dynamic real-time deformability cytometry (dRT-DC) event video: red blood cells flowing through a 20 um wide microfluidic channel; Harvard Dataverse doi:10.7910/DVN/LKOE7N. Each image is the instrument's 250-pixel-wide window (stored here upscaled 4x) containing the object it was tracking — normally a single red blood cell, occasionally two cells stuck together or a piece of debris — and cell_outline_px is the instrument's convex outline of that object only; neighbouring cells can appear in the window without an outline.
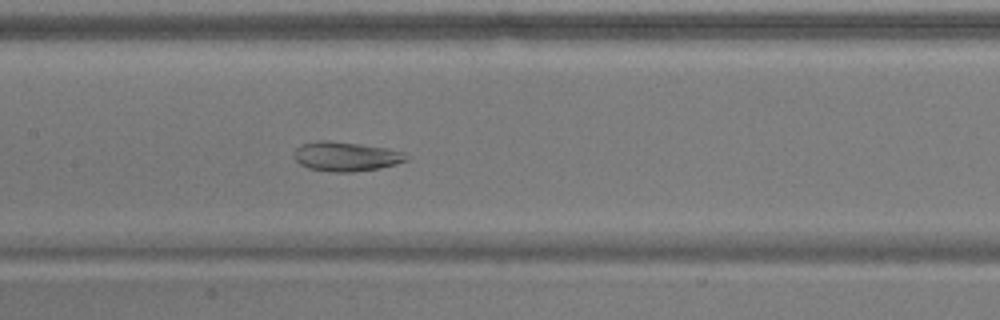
{"species": "common noctule bat (a hibernating species)", "species_latin": "Nyctalus noctula", "temperature_condition": "warm", "stored_images_in_passage": 55, "camera_frame_rate_fps": 3000, "um_per_image_px": 0.085, "animal": {"sex": "male", "body_mass_g": 17.9}, "frame": {"image": 1, "passage_image": 26, "time_ms": 8.333, "image_size_px": [1000, 320], "cell_outline_px": [[408, 160], [396, 164], [380, 168], [352, 172], [332, 172], [308, 168], [300, 164], [292, 156], [292, 152], [300, 144], [316, 140], [328, 140], [360, 144], [388, 148], [404, 152]], "centroid_in_image_um": [29.36, 13.29], "position_along_channel_um": 178.0, "area_um2": 19.48}}
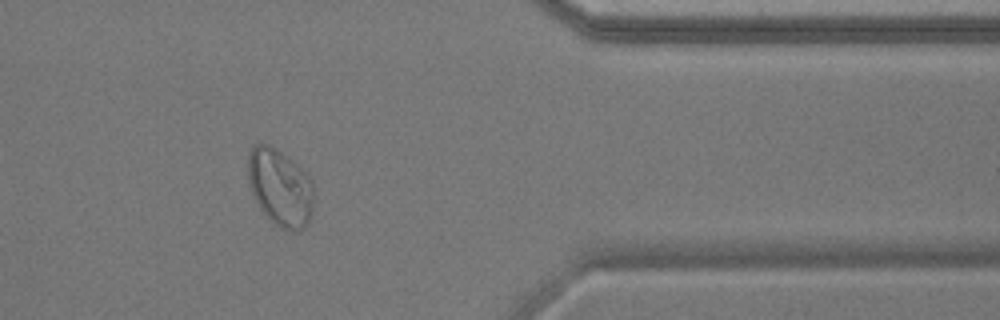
{"frame": {"image": 2, "passage_image": 45, "time_ms": 14.667, "image_size_px": [1000, 320], "cell_outline_px": [[312, 208], [308, 224], [304, 228], [280, 228], [260, 208], [252, 192], [248, 180], [248, 152], [252, 144], [268, 144], [276, 148], [308, 172], [312, 180]], "centroid_in_image_um": [23.8, 15.86], "position_along_channel_um": 387.6, "area_um2": 29.3}}
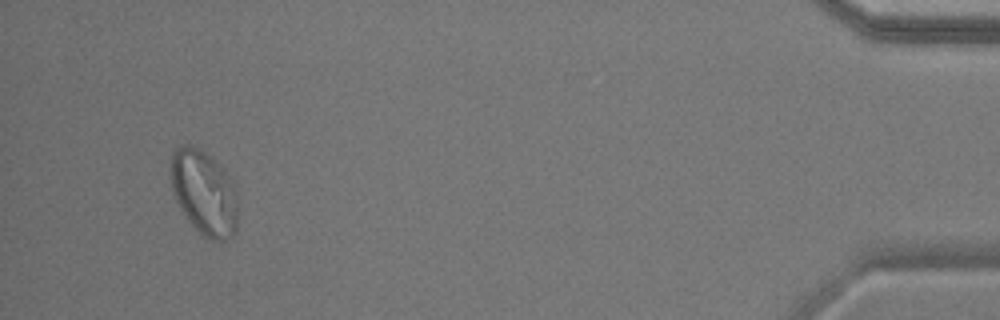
{"frame": {"image": 3, "passage_image": 52, "time_ms": 17.0, "image_size_px": [1000, 320], "cell_outline_px": [[236, 228], [232, 236], [228, 240], [208, 240], [188, 220], [180, 208], [172, 192], [172, 152], [176, 148], [184, 144], [188, 144], [204, 152], [216, 160], [224, 172], [236, 192]], "centroid_in_image_um": [17.33, 16.4], "position_along_channel_um": 417.9, "area_um2": 32.48}}